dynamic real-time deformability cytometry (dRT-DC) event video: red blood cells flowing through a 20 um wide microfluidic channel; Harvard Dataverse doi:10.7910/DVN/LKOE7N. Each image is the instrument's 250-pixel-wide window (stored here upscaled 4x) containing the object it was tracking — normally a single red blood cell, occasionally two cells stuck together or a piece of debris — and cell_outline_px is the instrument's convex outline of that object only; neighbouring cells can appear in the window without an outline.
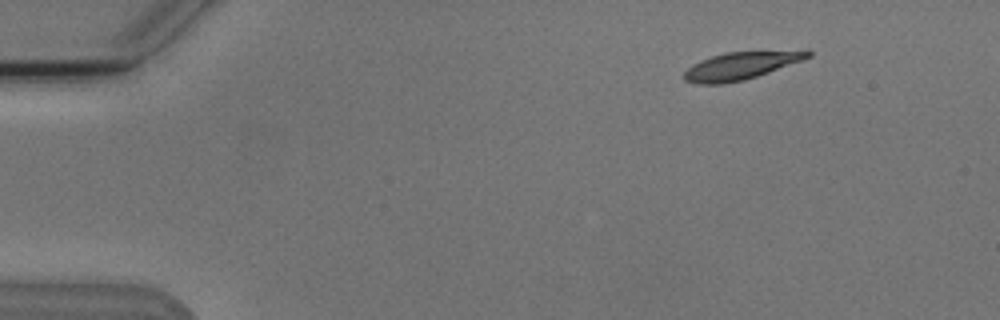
{"species": "Egyptian fruit bat (a non-hibernating species)", "species_latin": "Rousettus aegyptiacus", "temperature_condition": "cold", "stored_images_in_passage": 8, "camera_frame_rate_fps": 3000, "um_per_image_px": 0.085, "animal": {"sex": "male"}, "frame": {"image": 1, "passage_image": 3, "time_ms": 2.333, "image_size_px": [1000, 320], "cell_outline_px": [[812, 56], [768, 72], [744, 80], [724, 84], [700, 84], [684, 80], [684, 72], [692, 64], [700, 60], [724, 52], [808, 48], [812, 52]], "centroid_in_image_um": [63.05, 5.54], "position_along_channel_um": 21.9, "area_um2": 20.4}}
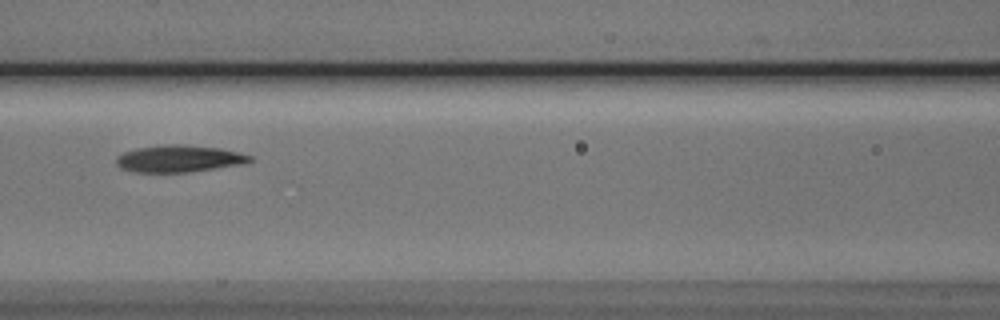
{"frame": {"image": 2, "passage_image": 8, "time_ms": 8.333, "image_size_px": [1000, 320], "cell_outline_px": [[252, 160], [248, 164], [188, 172], [132, 172], [120, 168], [116, 164], [116, 156], [124, 152], [136, 148], [160, 144], [184, 144], [220, 148], [240, 152], [252, 156]], "centroid_in_image_um": [15.24, 13.48], "position_along_channel_um": 151.4, "area_um2": 21.44}}